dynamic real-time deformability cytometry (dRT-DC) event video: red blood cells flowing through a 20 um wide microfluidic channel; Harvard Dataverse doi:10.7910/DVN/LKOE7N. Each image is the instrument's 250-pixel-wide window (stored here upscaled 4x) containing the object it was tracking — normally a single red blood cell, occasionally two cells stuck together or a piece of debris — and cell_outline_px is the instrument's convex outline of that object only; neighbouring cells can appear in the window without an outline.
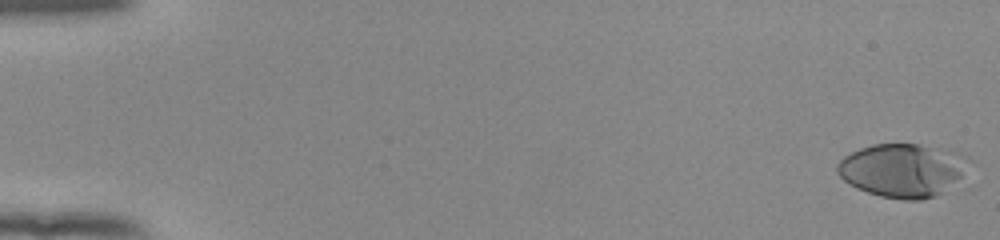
{"species": "human", "species_latin": "Homo sapiens", "temperature_condition": "room temperature", "stored_images_in_passage": 47, "camera_frame_rate_fps": 3000, "um_per_image_px": 0.085, "donor": {"sex": "female"}, "frame": {"image": 1, "passage_image": 1, "time_ms": 0.0, "image_size_px": [1000, 240], "cell_outline_px": [[972, 160], [960, 176], [936, 196], [920, 200], [904, 200], [880, 196], [856, 188], [844, 180], [836, 172], [836, 164], [844, 156], [860, 148], [872, 144], [920, 144], [956, 152], [968, 156]], "centroid_in_image_um": [76.69, 14.46], "position_along_channel_um": 8.3, "area_um2": 40.75}}
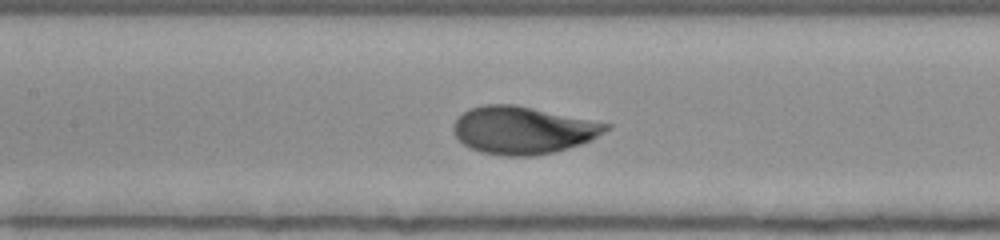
{"frame": {"image": 2, "passage_image": 27, "time_ms": 8.667, "image_size_px": [1000, 240], "cell_outline_px": [[612, 128], [592, 140], [580, 144], [552, 152], [532, 156], [508, 156], [480, 152], [464, 144], [452, 132], [452, 124], [464, 112], [472, 108], [484, 104], [516, 104], [612, 124]], "centroid_in_image_um": [44.47, 11.05], "position_along_channel_um": 162.9, "area_um2": 42.25}}
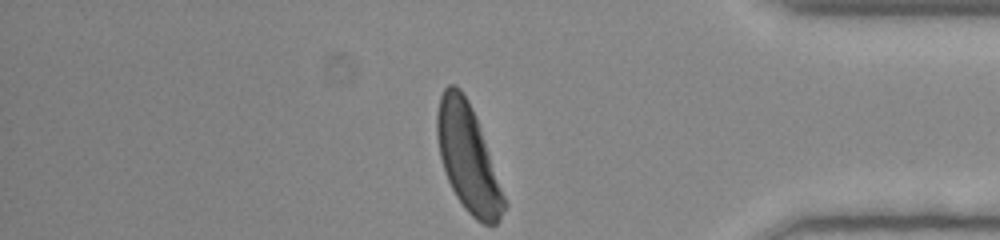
{"frame": {"image": 3, "passage_image": 47, "time_ms": 15.333, "image_size_px": [1000, 240], "cell_outline_px": [[508, 204], [500, 220], [496, 224], [484, 224], [476, 220], [464, 208], [456, 196], [448, 180], [440, 156], [436, 136], [436, 116], [440, 96], [444, 88], [448, 84], [456, 84], [460, 88], [468, 100], [476, 116]], "centroid_in_image_um": [39.78, 13.43], "position_along_channel_um": 395.4, "area_um2": 41.73}, "authors_computed_cell_mechanics": {"area_um2": 41.2692, "velocity_mm_per_s": 3.8242, "shape_relaxation_time_tau1_ms": 3.3465, "shape_relaxation_time_tau2_ms": null, "deformation_change_tau1": 0.1832, "deformation_change_tau2": null}}